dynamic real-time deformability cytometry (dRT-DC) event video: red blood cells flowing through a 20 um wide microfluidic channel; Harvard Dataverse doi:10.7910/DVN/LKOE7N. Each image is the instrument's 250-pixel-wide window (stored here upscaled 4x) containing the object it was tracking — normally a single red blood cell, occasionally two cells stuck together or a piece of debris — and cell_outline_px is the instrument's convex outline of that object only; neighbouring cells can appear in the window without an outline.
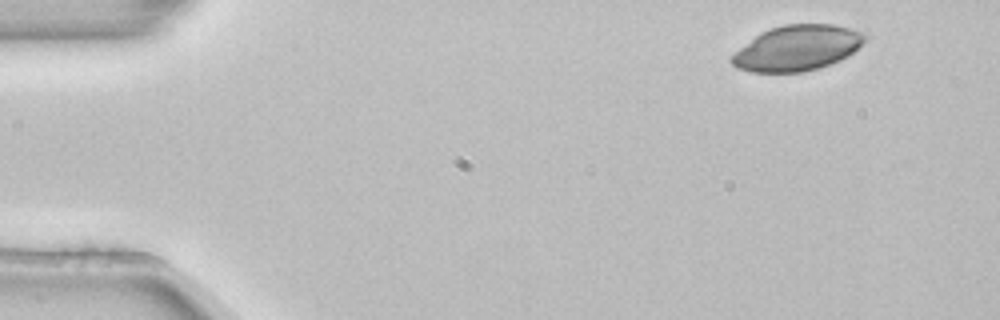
{"species": "common noctule bat (a hibernating species)", "species_latin": "Nyctalus noctula", "temperature_condition": "room temperature", "stored_images_in_passage": 4, "camera_frame_rate_fps": 3000, "um_per_image_px": 0.085, "animal": {"sex": "female", "body_mass_g": 22.7, "forearm_length_mm": 54.2}, "frame": {"image": 1, "passage_image": 1, "time_ms": 0.0, "image_size_px": [1000, 320], "cell_outline_px": [[868, 36], [848, 56], [840, 60], [816, 68], [800, 72], [748, 72], [736, 68], [728, 60], [740, 48], [756, 36], [772, 28], [784, 24], [832, 24], [848, 28], [860, 32]], "centroid_in_image_um": [67.73, 4.09], "position_along_channel_um": 17.3, "area_um2": 34.62}}